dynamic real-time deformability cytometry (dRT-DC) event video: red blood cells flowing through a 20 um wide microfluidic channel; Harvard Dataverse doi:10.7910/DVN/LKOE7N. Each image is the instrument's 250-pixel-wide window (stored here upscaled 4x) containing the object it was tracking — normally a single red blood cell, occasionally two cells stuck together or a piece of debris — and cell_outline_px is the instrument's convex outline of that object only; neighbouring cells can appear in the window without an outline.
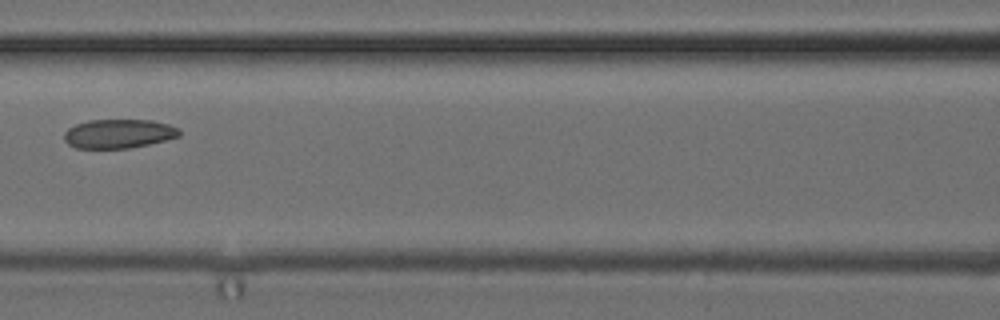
{"species": "common noctule bat (a hibernating species)", "species_latin": "Nyctalus noctula", "temperature_condition": "cold", "stored_images_in_passage": 8, "camera_frame_rate_fps": 3000, "um_per_image_px": 0.085, "animal": {"sex": "female", "body_mass_g": 24.6, "forearm_length_mm": 56.2}, "frame": {"image": 1, "passage_image": 7, "time_ms": 7.0, "image_size_px": [1000, 320], "cell_outline_px": [[180, 136], [148, 144], [128, 148], [76, 148], [68, 144], [64, 140], [64, 132], [68, 128], [76, 124], [88, 120], [152, 120], [168, 124], [180, 128]], "centroid_in_image_um": [10.07, 11.36], "position_along_channel_um": 156.5, "area_um2": 19.48}}
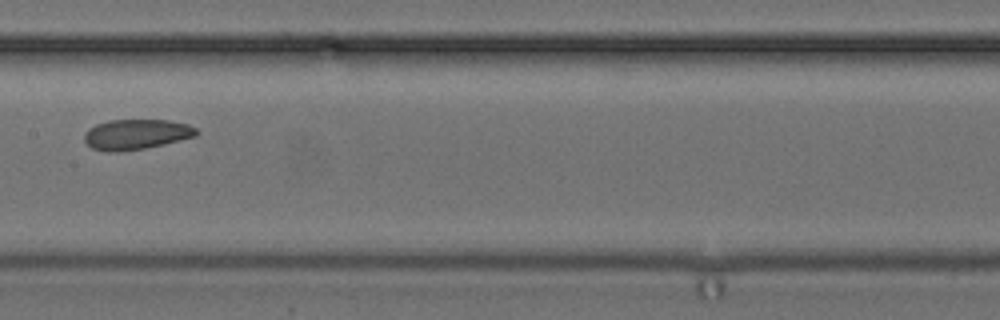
{"frame": {"image": 2, "passage_image": 8, "time_ms": 8.0, "image_size_px": [1000, 320], "cell_outline_px": [[200, 132], [196, 136], [164, 144], [144, 148], [120, 152], [104, 152], [92, 148], [84, 140], [84, 132], [88, 128], [96, 124], [108, 120], [168, 120], [188, 124], [196, 128]], "centroid_in_image_um": [11.56, 11.42], "position_along_channel_um": 195.8, "area_um2": 19.94}}